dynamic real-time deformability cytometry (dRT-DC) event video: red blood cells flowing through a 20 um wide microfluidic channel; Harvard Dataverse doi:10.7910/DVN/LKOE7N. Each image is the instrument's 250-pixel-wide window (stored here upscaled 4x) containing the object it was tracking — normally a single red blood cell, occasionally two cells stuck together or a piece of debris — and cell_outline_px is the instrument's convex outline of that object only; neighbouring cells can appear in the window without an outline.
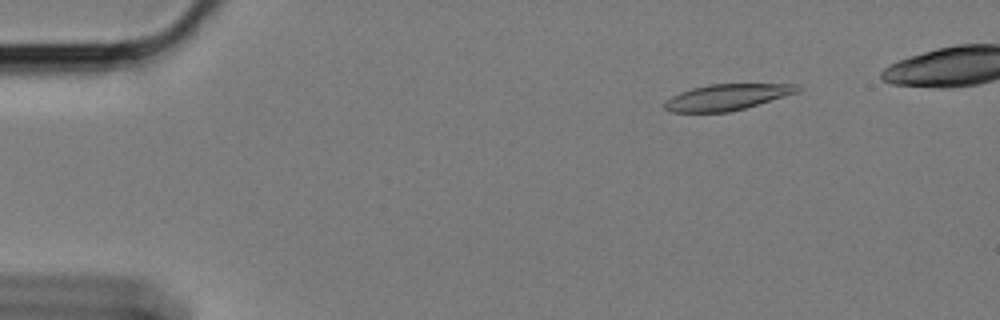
{"species": "Egyptian fruit bat (a non-hibernating species)", "species_latin": "Rousettus aegyptiacus", "temperature_condition": "cold", "stored_images_in_passage": 54, "camera_frame_rate_fps": 3000, "um_per_image_px": 0.085, "animal": {"sex": "female"}, "frame": {"image": 1, "passage_image": 8, "time_ms": 2.333, "image_size_px": [1000, 320], "cell_outline_px": [[800, 92], [744, 108], [728, 112], [668, 112], [664, 108], [664, 104], [672, 96], [680, 92], [692, 88], [708, 84], [796, 84], [800, 88]], "centroid_in_image_um": [61.79, 8.25], "position_along_channel_um": 23.2, "area_um2": 20.06}}
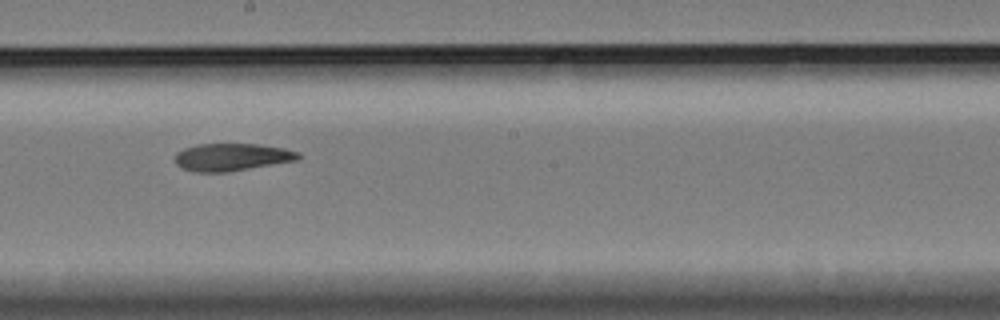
{"frame": {"image": 2, "passage_image": 33, "time_ms": 10.667, "image_size_px": [1000, 320], "cell_outline_px": [[300, 160], [228, 172], [192, 172], [180, 168], [176, 164], [176, 152], [184, 148], [196, 144], [260, 144], [284, 148], [300, 152]], "centroid_in_image_um": [19.72, 13.36], "position_along_channel_um": 228.5, "area_um2": 20.06}}
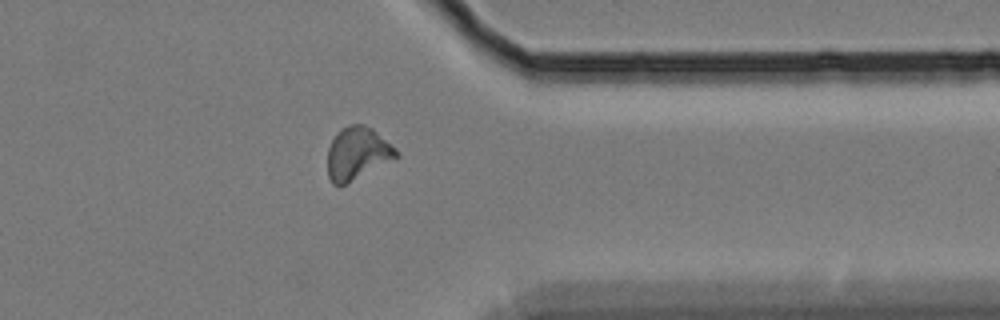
{"frame": {"image": 3, "passage_image": 47, "time_ms": 15.333, "image_size_px": [1000, 320], "cell_outline_px": [[400, 156], [396, 160], [344, 184], [332, 184], [328, 176], [328, 148], [336, 132], [348, 124], [364, 124], [372, 128], [396, 148], [400, 152]], "centroid_in_image_um": [30.42, 13.02], "position_along_channel_um": 381.0, "area_um2": 21.27}}